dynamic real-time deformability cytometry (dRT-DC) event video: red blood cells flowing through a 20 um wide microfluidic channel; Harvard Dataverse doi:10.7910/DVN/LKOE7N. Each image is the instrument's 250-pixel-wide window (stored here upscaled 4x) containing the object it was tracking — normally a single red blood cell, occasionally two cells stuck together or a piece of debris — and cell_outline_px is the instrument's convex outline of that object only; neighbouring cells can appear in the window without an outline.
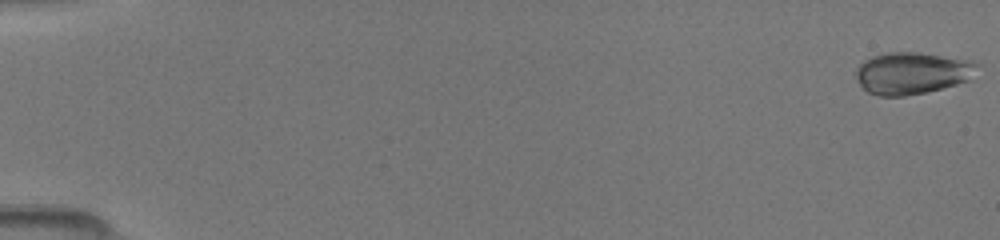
{"species": "common noctule bat (a hibernating species)", "species_latin": "Nyctalus noctula", "temperature_condition": "room temperature", "stored_images_in_passage": 28, "camera_frame_rate_fps": 3000, "um_per_image_px": 0.085, "animal": {"sex": "female", "body_mass_g": 19.5, "forearm_length_mm": 54.1}, "frame": {"image": 1, "passage_image": 1, "time_ms": 0.0, "image_size_px": [1000, 240], "cell_outline_px": [[980, 64], [968, 80], [956, 84], [924, 92], [904, 96], [880, 96], [868, 92], [856, 80], [856, 68], [864, 60], [872, 56], [888, 52], [920, 52]], "centroid_in_image_um": [77.44, 6.22], "position_along_channel_um": 7.6, "area_um2": 29.07}}
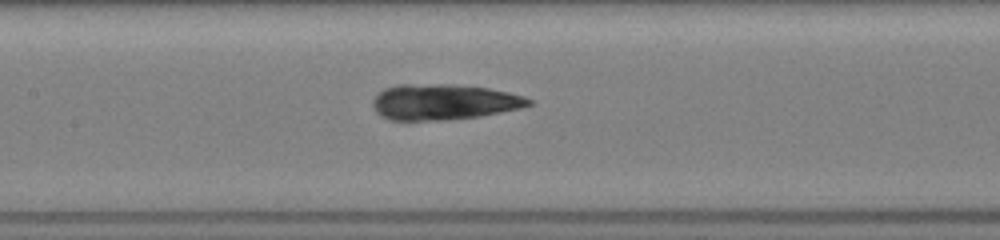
{"frame": {"image": 2, "passage_image": 17, "time_ms": 8.0, "image_size_px": [1000, 240], "cell_outline_px": [[532, 104], [520, 108], [480, 116], [444, 120], [388, 120], [380, 116], [376, 112], [372, 104], [372, 100], [384, 88], [396, 84], [452, 84], [488, 88], [508, 92], [524, 96], [532, 100]], "centroid_in_image_um": [37.68, 8.66], "position_along_channel_um": 169.7, "area_um2": 32.54}}
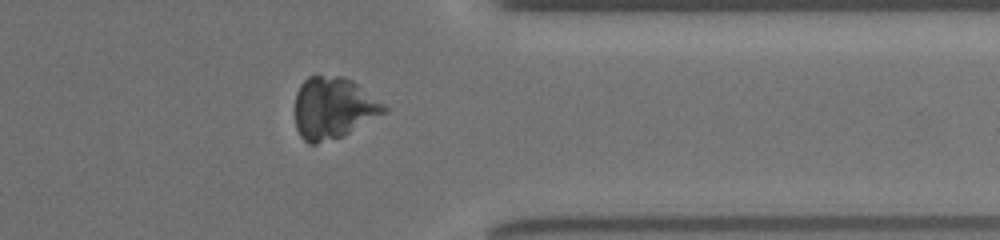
{"frame": {"image": 3, "passage_image": 24, "time_ms": 13.333, "image_size_px": [1000, 240], "cell_outline_px": [[388, 112], [344, 136], [316, 144], [308, 144], [300, 136], [296, 128], [296, 92], [300, 84], [308, 76], [316, 72], [344, 76], [352, 80], [384, 104], [388, 108]], "centroid_in_image_um": [28.33, 9.15], "position_along_channel_um": 383.1, "area_um2": 32.71}}